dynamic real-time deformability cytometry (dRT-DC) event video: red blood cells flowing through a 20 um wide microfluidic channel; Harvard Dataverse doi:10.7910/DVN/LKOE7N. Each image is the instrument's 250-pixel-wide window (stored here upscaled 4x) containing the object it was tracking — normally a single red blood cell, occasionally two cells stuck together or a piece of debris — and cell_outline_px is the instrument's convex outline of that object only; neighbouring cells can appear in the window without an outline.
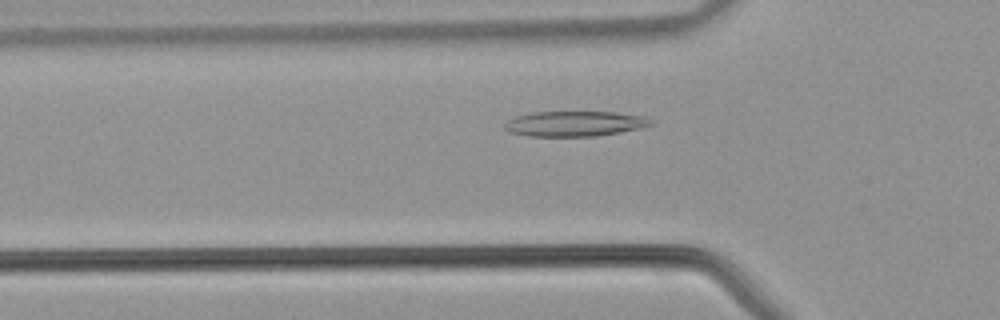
{"species": "common noctule bat (a hibernating species)", "species_latin": "Nyctalus noctula", "temperature_condition": "warm", "stored_images_in_passage": 30, "camera_frame_rate_fps": 3000, "um_per_image_px": 0.085, "animal": {"sex": "male", "body_mass_g": 21.5, "forearm_length_mm": 52.0}, "frame": {"image": 1, "passage_image": 2, "time_ms": 0.333, "image_size_px": [1000, 320], "cell_outline_px": [[652, 124], [640, 128], [620, 132], [596, 136], [528, 136], [508, 132], [504, 128], [504, 124], [508, 120], [516, 116], [532, 112], [616, 112], [644, 116], [652, 120]], "centroid_in_image_um": [48.83, 10.51], "position_along_channel_um": 77.0, "area_um2": 21.5}}
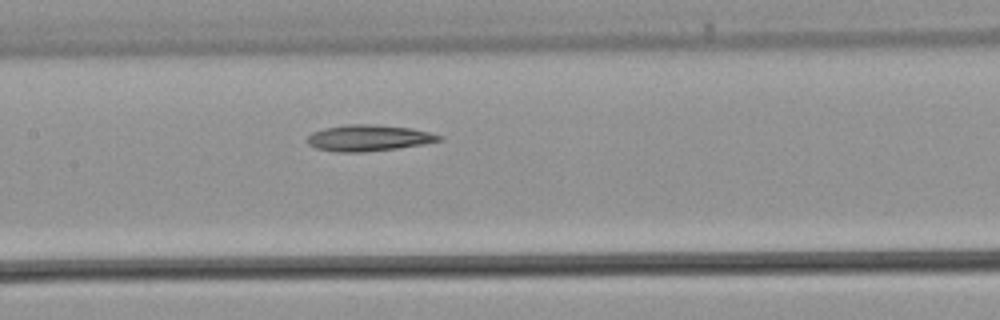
{"frame": {"image": 2, "passage_image": 8, "time_ms": 2.333, "image_size_px": [1000, 320], "cell_outline_px": [[444, 140], [424, 144], [396, 148], [364, 152], [336, 152], [316, 148], [308, 144], [308, 136], [312, 132], [324, 128], [348, 124], [376, 124], [412, 128], [444, 136]], "centroid_in_image_um": [31.36, 11.72], "position_along_channel_um": 176.0, "area_um2": 20.23}}
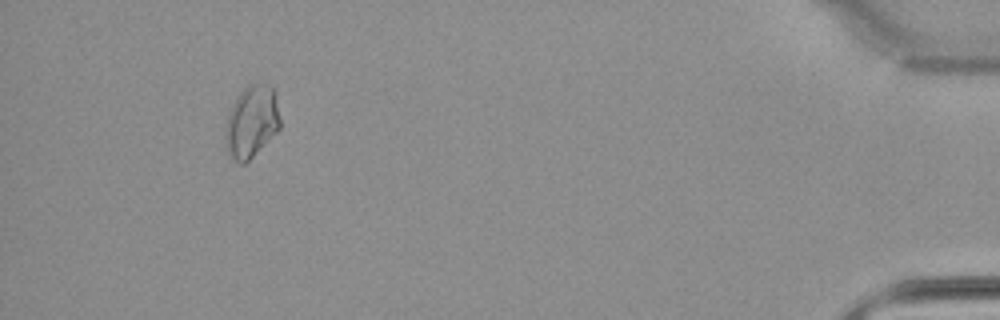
{"frame": {"image": 3, "passage_image": 27, "time_ms": 8.667, "image_size_px": [1000, 320], "cell_outline_px": [[280, 128], [244, 164], [240, 164], [228, 152], [224, 128], [228, 116], [240, 92], [248, 84], [268, 84], [276, 88], [280, 120]], "centroid_in_image_um": [21.42, 10.29], "position_along_channel_um": 413.8, "area_um2": 22.72}}